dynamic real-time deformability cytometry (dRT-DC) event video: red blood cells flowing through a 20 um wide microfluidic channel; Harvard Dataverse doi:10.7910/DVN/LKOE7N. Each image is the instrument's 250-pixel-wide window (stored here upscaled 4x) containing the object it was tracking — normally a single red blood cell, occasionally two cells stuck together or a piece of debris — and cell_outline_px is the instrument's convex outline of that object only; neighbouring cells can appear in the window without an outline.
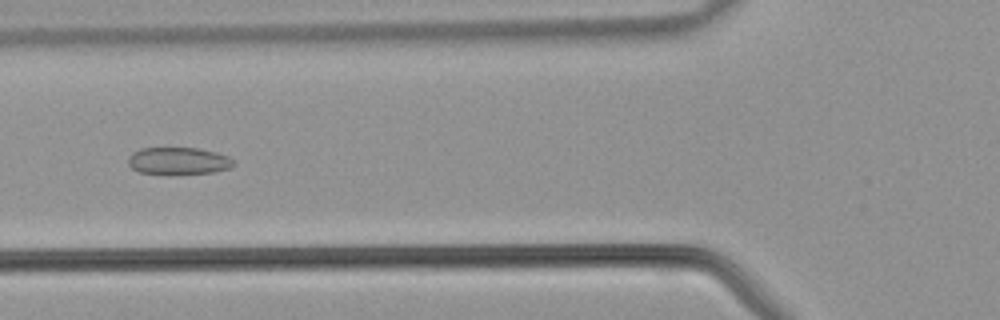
{"species": "common noctule bat (a hibernating species)", "species_latin": "Nyctalus noctula", "temperature_condition": "warm", "stored_images_in_passage": 42, "camera_frame_rate_fps": 3000, "um_per_image_px": 0.085, "animal": {"sex": "male", "body_mass_g": 21.5, "forearm_length_mm": 52.0}, "frame": {"image": 1, "passage_image": 16, "time_ms": 5.0, "image_size_px": [1000, 320], "cell_outline_px": [[236, 164], [232, 168], [212, 172], [168, 176], [140, 172], [132, 168], [128, 164], [128, 156], [132, 152], [140, 148], [196, 148], [216, 152], [228, 156]], "centroid_in_image_um": [15.15, 13.7], "position_along_channel_um": 110.7, "area_um2": 17.22}}
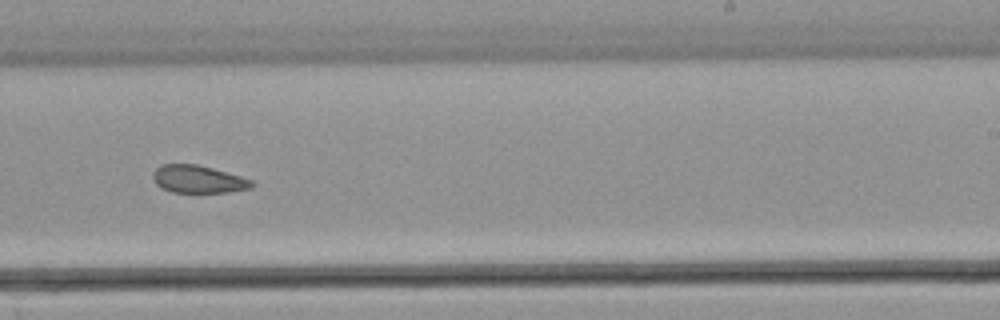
{"frame": {"image": 2, "passage_image": 26, "time_ms": 8.333, "image_size_px": [1000, 320], "cell_outline_px": [[256, 184], [252, 188], [228, 192], [172, 192], [156, 184], [152, 176], [152, 172], [160, 164], [196, 164], [212, 168], [240, 176], [252, 180]], "centroid_in_image_um": [16.85, 15.23], "position_along_channel_um": 272.1, "area_um2": 15.9}}
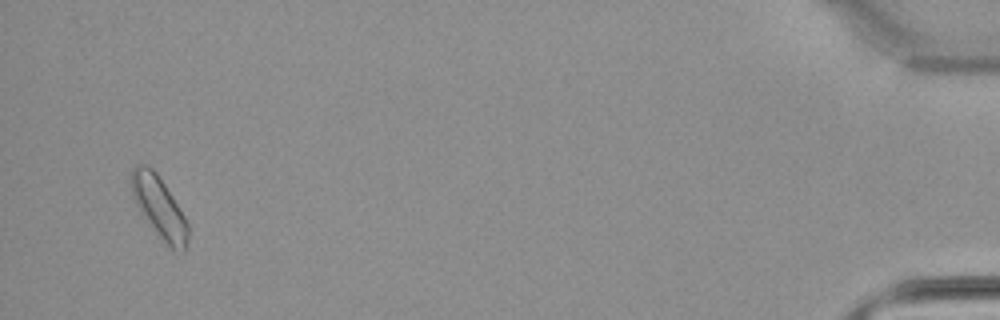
{"frame": {"image": 3, "passage_image": 41, "time_ms": 13.333, "image_size_px": [1000, 320], "cell_outline_px": [[188, 240], [184, 252], [172, 248], [160, 240], [156, 236], [140, 212], [132, 196], [132, 168], [136, 164], [148, 164], [156, 172], [172, 196], [184, 216], [188, 224]], "centroid_in_image_um": [13.52, 17.64], "position_along_channel_um": 421.7, "area_um2": 20.29}}